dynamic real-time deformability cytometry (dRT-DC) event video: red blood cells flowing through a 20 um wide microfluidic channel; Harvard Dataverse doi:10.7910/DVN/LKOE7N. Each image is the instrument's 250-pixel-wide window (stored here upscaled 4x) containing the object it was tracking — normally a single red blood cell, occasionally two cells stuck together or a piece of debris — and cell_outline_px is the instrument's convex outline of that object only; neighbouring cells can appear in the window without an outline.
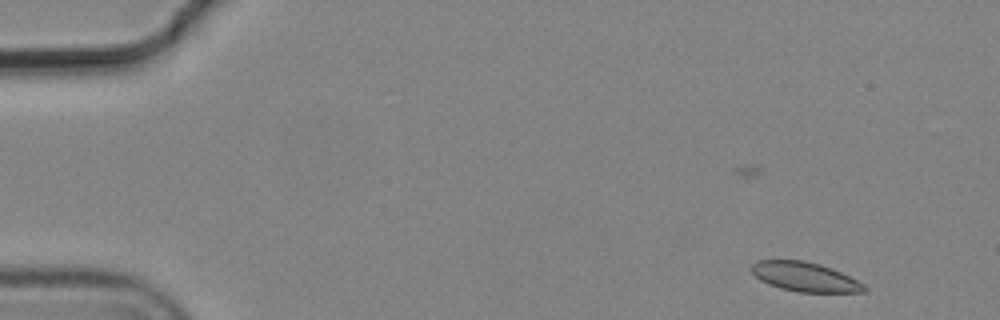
{"species": "common noctule bat (a hibernating species)", "species_latin": "Nyctalus noctula", "temperature_condition": "cold", "stored_images_in_passage": 3, "camera_frame_rate_fps": 3000, "um_per_image_px": 0.085, "animal": {"sex": "male", "body_mass_g": 19.2, "forearm_length_mm": 51.8}, "frame": {"image": 1, "passage_image": 1, "time_ms": 0.0, "image_size_px": [1000, 320], "cell_outline_px": [[868, 292], [800, 292], [780, 288], [768, 284], [760, 280], [752, 272], [752, 264], [756, 260], [804, 260], [820, 264], [832, 268], [864, 284], [868, 288]], "centroid_in_image_um": [68.43, 23.53], "position_along_channel_um": 16.6, "area_um2": 19.25}}